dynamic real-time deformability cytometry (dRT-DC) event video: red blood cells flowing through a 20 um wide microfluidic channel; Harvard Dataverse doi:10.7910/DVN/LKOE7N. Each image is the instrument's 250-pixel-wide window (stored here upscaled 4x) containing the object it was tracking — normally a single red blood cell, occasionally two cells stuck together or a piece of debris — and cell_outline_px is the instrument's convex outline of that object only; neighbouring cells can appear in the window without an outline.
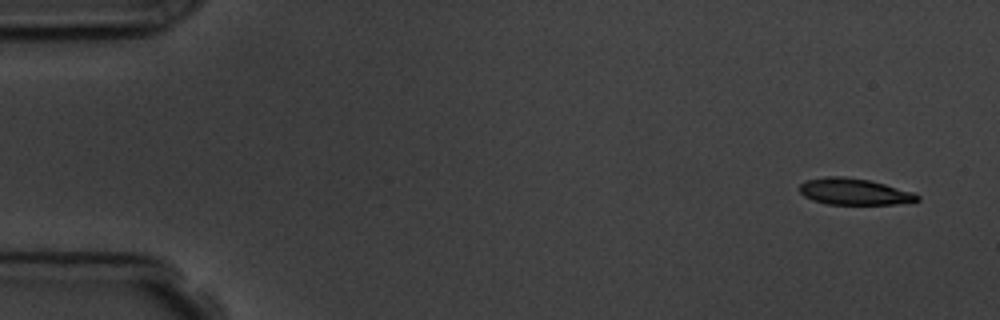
{"species": "common noctule bat (a hibernating species)", "species_latin": "Nyctalus noctula", "temperature_condition": "room temperature", "stored_images_in_passage": 4, "camera_frame_rate_fps": 3000, "um_per_image_px": 0.085, "animal": {"sex": "male", "body_mass_g": 19.5, "forearm_length_mm": 54.6}, "frame": {"image": 1, "passage_image": 1, "time_ms": 0.0, "image_size_px": [1000, 320], "cell_outline_px": [[920, 200], [896, 204], [828, 204], [812, 200], [804, 196], [796, 188], [804, 180], [824, 176], [844, 176], [868, 180], [884, 184], [912, 192], [920, 196]], "centroid_in_image_um": [72.53, 16.28], "position_along_channel_um": 12.5, "area_um2": 18.21}}
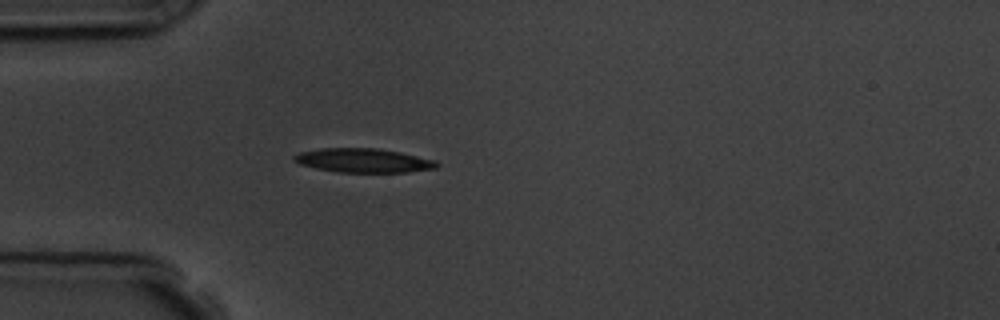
{"frame": {"image": 2, "passage_image": 4, "time_ms": 4.333, "image_size_px": [1000, 320], "cell_outline_px": [[440, 164], [436, 168], [408, 172], [336, 172], [316, 168], [300, 164], [292, 160], [292, 156], [300, 152], [320, 148], [376, 148], [400, 152], [436, 160]], "centroid_in_image_um": [30.88, 13.64], "position_along_channel_um": 54.1, "area_um2": 20.06}}